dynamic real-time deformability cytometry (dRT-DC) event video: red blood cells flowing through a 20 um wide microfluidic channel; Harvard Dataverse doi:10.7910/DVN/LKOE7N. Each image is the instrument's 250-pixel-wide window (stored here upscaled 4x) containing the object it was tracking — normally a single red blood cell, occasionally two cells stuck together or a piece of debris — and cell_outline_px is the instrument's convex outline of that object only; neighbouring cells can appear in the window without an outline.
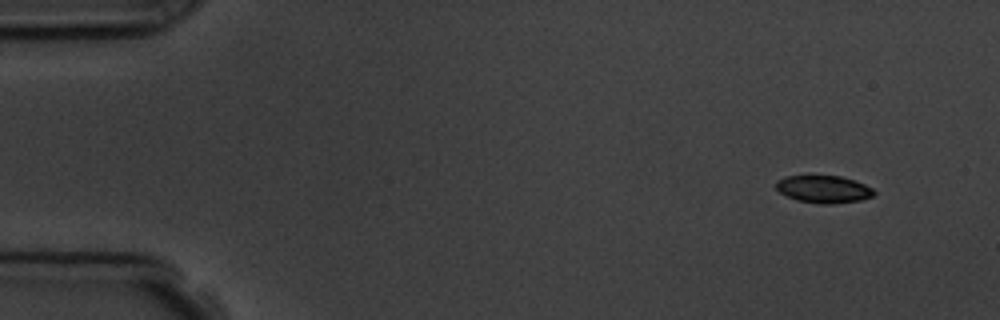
{"species": "common noctule bat (a hibernating species)", "species_latin": "Nyctalus noctula", "temperature_condition": "room temperature", "stored_images_in_passage": 5, "camera_frame_rate_fps": 3000, "um_per_image_px": 0.085, "animal": {"sex": "male", "body_mass_g": 19.5, "forearm_length_mm": 54.6}, "frame": {"image": 1, "passage_image": 1, "time_ms": 0.0, "image_size_px": [1000, 320], "cell_outline_px": [[876, 192], [872, 196], [860, 200], [832, 204], [820, 204], [796, 200], [780, 192], [776, 188], [776, 180], [784, 176], [840, 176], [856, 180], [872, 188]], "centroid_in_image_um": [70.01, 16.08], "position_along_channel_um": 15.0, "area_um2": 15.66}}
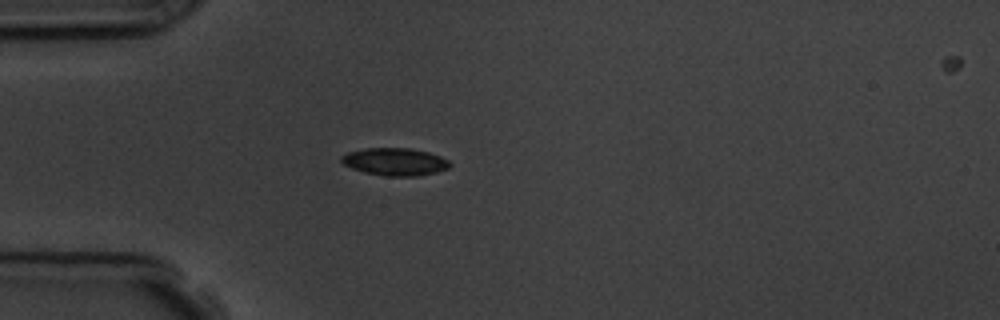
{"frame": {"image": 2, "passage_image": 4, "time_ms": 3.667, "image_size_px": [1000, 320], "cell_outline_px": [[452, 164], [448, 168], [436, 172], [416, 176], [384, 176], [364, 172], [352, 168], [344, 164], [340, 160], [340, 156], [348, 152], [368, 148], [412, 148], [428, 152], [440, 156], [448, 160]], "centroid_in_image_um": [33.57, 13.74], "position_along_channel_um": 51.4, "area_um2": 17.4}}